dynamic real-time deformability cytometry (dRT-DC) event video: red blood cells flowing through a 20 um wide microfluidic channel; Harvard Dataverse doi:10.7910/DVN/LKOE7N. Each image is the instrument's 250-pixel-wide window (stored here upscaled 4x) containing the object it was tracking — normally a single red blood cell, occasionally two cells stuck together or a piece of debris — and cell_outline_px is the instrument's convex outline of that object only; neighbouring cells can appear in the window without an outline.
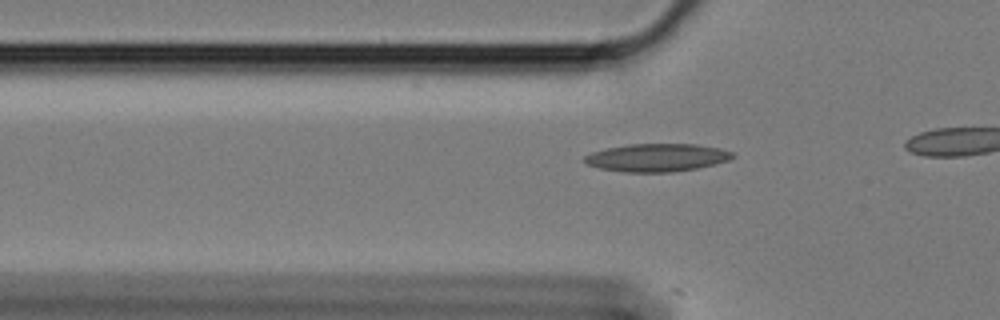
{"species": "Egyptian fruit bat (a non-hibernating species)", "species_latin": "Rousettus aegyptiacus", "temperature_condition": "cold", "stored_images_in_passage": 15, "camera_frame_rate_fps": 3000, "um_per_image_px": 0.085, "animal": {"sex": "female"}, "frame": {"image": 1, "passage_image": 9, "time_ms": 2.667, "image_size_px": [1000, 320], "cell_outline_px": [[736, 156], [728, 160], [696, 168], [672, 172], [624, 172], [600, 168], [588, 164], [584, 160], [584, 156], [592, 152], [604, 148], [628, 144], [696, 144], [720, 148], [732, 152]], "centroid_in_image_um": [55.82, 13.39], "position_along_channel_um": 70.0, "area_um2": 23.99}}
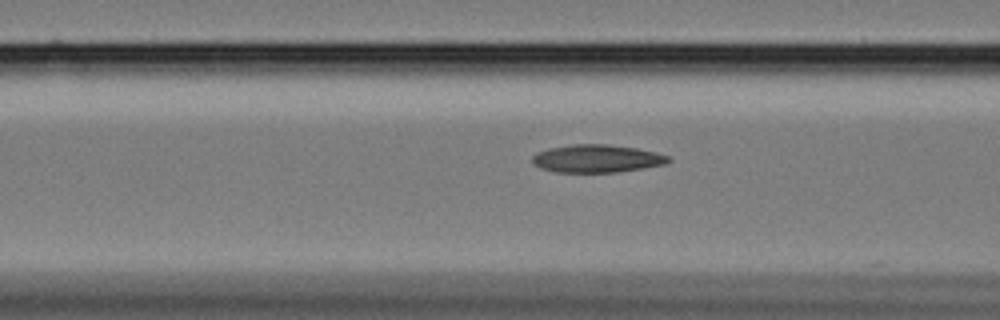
{"frame": {"image": 2, "passage_image": 13, "time_ms": 4.0, "image_size_px": [1000, 320], "cell_outline_px": [[672, 160], [664, 164], [644, 168], [616, 172], [556, 172], [540, 168], [532, 164], [532, 156], [536, 152], [548, 148], [572, 144], [608, 144], [636, 148], [656, 152], [668, 156]], "centroid_in_image_um": [50.7, 13.47], "position_along_channel_um": 115.9, "area_um2": 22.2}}